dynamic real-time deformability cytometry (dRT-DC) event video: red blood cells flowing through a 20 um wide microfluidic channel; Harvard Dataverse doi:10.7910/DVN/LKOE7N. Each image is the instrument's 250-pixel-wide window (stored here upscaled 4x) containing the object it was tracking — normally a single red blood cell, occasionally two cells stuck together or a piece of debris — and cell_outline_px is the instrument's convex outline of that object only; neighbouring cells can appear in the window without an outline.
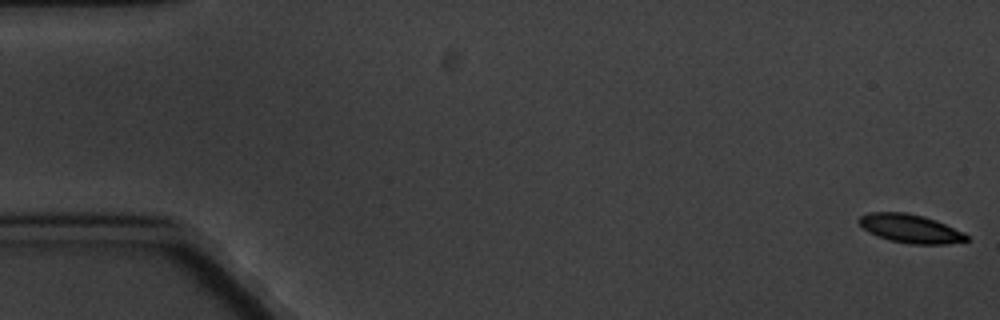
{"species": "common noctule bat (a hibernating species)", "species_latin": "Nyctalus noctula", "temperature_condition": "cold", "stored_images_in_passage": 5, "camera_frame_rate_fps": 3000, "um_per_image_px": 0.085, "animal": {"sex": "male", "body_mass_g": 20.1, "forearm_length_mm": 53.5}, "frame": {"image": 1, "passage_image": 1, "time_ms": 0.0, "image_size_px": [1000, 320], "cell_outline_px": [[968, 240], [944, 244], [908, 244], [888, 240], [876, 236], [868, 232], [860, 224], [860, 216], [868, 212], [904, 212], [924, 216], [936, 220], [964, 232], [968, 236]], "centroid_in_image_um": [77.37, 19.43], "position_along_channel_um": 7.6, "area_um2": 17.92}}
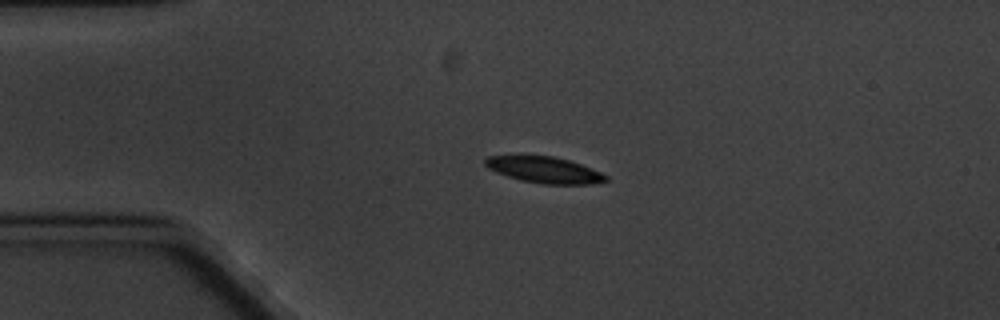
{"frame": {"image": 2, "passage_image": 4, "time_ms": 4.333, "image_size_px": [1000, 320], "cell_outline_px": [[608, 180], [592, 184], [544, 184], [520, 180], [496, 172], [488, 168], [484, 164], [484, 160], [488, 156], [552, 156], [568, 160], [580, 164], [600, 172], [608, 176]], "centroid_in_image_um": [46.27, 14.45], "position_along_channel_um": 38.7, "area_um2": 18.21}}